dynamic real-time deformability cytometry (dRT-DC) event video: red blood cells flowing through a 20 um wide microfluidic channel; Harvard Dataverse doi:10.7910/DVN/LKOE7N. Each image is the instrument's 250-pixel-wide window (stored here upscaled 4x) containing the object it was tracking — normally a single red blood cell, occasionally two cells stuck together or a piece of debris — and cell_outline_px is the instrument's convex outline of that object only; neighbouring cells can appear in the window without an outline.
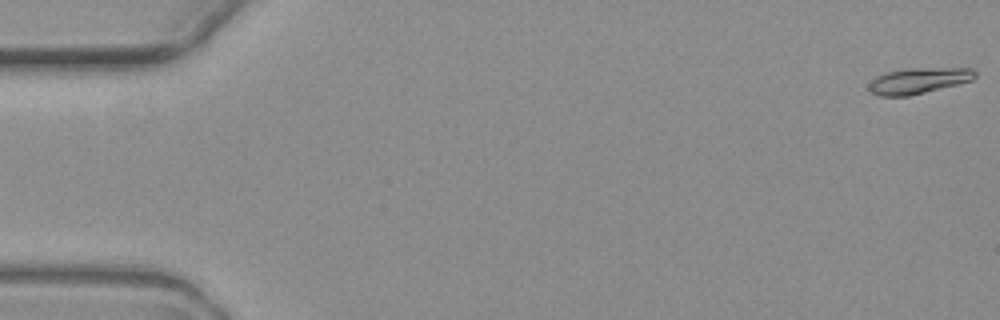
{"species": "common noctule bat (a hibernating species)", "species_latin": "Nyctalus noctula", "temperature_condition": "warm", "stored_images_in_passage": 5, "camera_frame_rate_fps": 3000, "um_per_image_px": 0.085, "animal": {"sex": "female", "body_mass_g": 19.3, "forearm_length_mm": 54.1}, "frame": {"image": 1, "passage_image": 1, "time_ms": 0.0, "image_size_px": [1000, 320], "cell_outline_px": [[976, 76], [972, 80], [908, 96], [880, 96], [872, 92], [868, 88], [868, 84], [876, 76], [888, 72], [904, 68], [972, 68], [976, 72]], "centroid_in_image_um": [78.05, 6.85], "position_along_channel_um": 6.9, "area_um2": 15.84}}
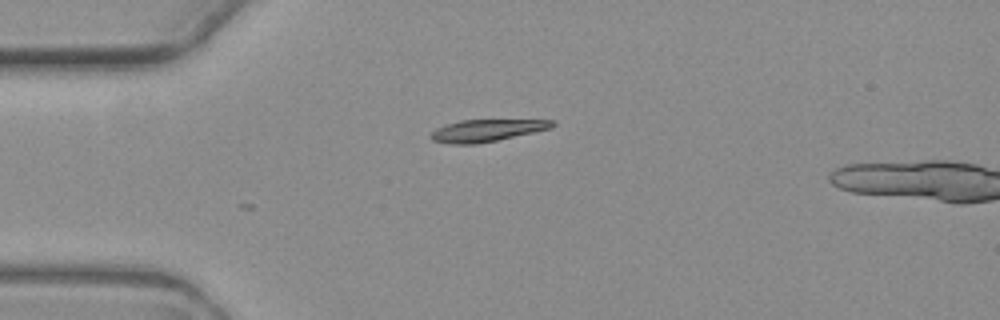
{"frame": {"image": 2, "passage_image": 4, "time_ms": 4.667, "image_size_px": [1000, 320], "cell_outline_px": [[556, 124], [552, 128], [496, 140], [476, 144], [452, 144], [432, 140], [428, 136], [436, 128], [444, 124], [460, 120], [556, 120]], "centroid_in_image_um": [41.34, 11.08], "position_along_channel_um": 43.7, "area_um2": 15.61}}